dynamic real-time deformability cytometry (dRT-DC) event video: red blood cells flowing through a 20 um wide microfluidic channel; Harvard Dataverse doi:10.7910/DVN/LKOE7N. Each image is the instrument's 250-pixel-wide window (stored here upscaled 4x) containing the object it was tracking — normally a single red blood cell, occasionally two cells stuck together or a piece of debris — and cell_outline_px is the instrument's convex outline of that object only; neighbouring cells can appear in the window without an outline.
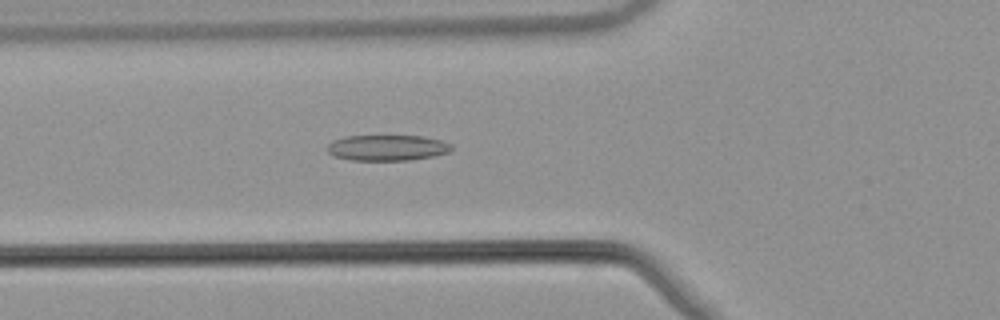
{"species": "common noctule bat (a hibernating species)", "species_latin": "Nyctalus noctula", "temperature_condition": "warm", "stored_images_in_passage": 53, "camera_frame_rate_fps": 3000, "um_per_image_px": 0.085, "animal": {"sex": "male", "body_mass_g": 21.5, "forearm_length_mm": 52.0}, "frame": {"image": 1, "passage_image": 20, "time_ms": 6.333, "image_size_px": [1000, 320], "cell_outline_px": [[452, 148], [448, 152], [436, 156], [408, 160], [352, 160], [332, 156], [328, 152], [328, 144], [332, 140], [344, 136], [424, 136], [440, 140], [452, 144]], "centroid_in_image_um": [32.9, 12.56], "position_along_channel_um": 92.9, "area_um2": 18.73}}
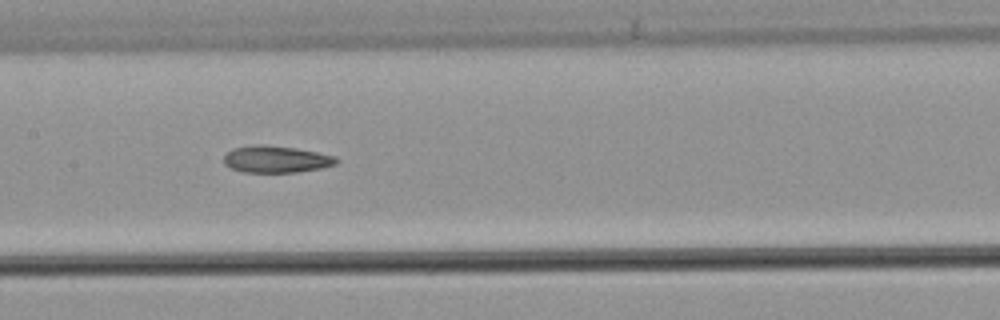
{"frame": {"image": 2, "passage_image": 27, "time_ms": 8.667, "image_size_px": [1000, 320], "cell_outline_px": [[340, 160], [336, 164], [320, 168], [296, 172], [244, 172], [232, 168], [224, 164], [224, 156], [232, 148], [252, 144], [264, 144], [296, 148], [336, 156]], "centroid_in_image_um": [23.47, 13.52], "position_along_channel_um": 183.9, "area_um2": 17.69}}
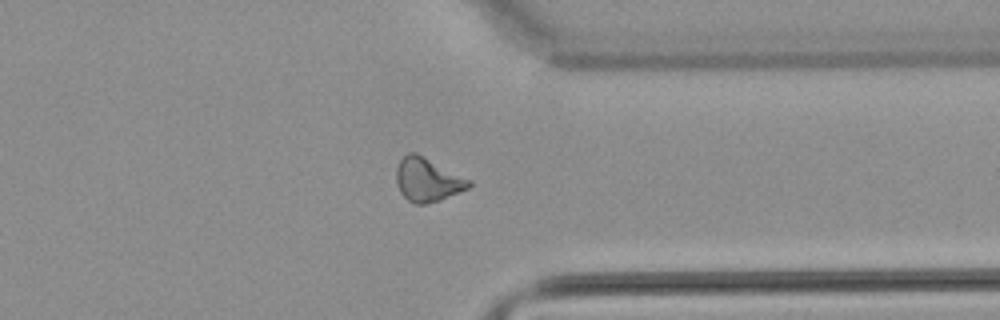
{"frame": {"image": 3, "passage_image": 42, "time_ms": 13.667, "image_size_px": [1000, 320], "cell_outline_px": [[472, 184], [468, 188], [440, 200], [424, 204], [416, 204], [408, 200], [400, 192], [396, 184], [396, 168], [400, 160], [408, 152], [416, 152], [472, 180]], "centroid_in_image_um": [36.33, 15.27], "position_along_channel_um": 375.1, "area_um2": 18.5}, "authors_computed_cell_mechanics": {"area_um2": 18.496, "velocity_mm_per_s": 3.8803, "shape_relaxation_time_tau1_ms": null, "shape_relaxation_time_tau2_ms": 4.1032, "deformation_change_tau1": null, "deformation_change_tau2": 0.1161}}